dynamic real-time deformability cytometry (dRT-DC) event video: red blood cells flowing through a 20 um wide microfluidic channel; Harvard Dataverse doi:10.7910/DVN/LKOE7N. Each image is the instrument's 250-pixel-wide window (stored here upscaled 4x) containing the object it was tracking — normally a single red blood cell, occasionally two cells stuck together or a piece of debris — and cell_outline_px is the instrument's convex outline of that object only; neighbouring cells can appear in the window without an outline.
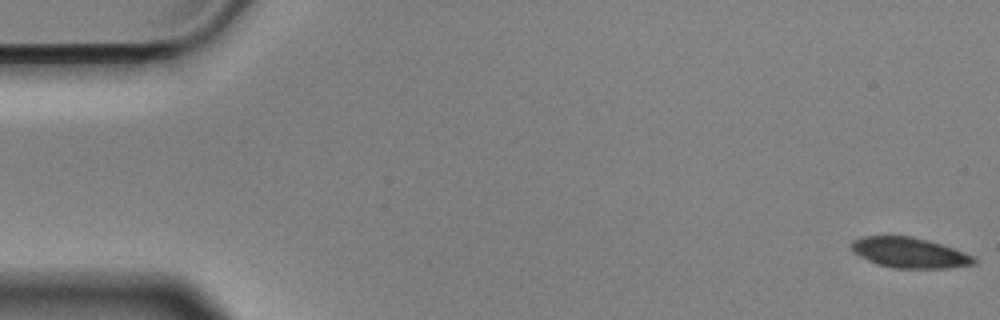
{"species": "Egyptian fruit bat (a non-hibernating species)", "species_latin": "Rousettus aegyptiacus", "temperature_condition": "cold", "stored_images_in_passage": 56, "camera_frame_rate_fps": 3000, "um_per_image_px": 0.085, "animal": {"sex": "male"}, "frame": {"image": 1, "passage_image": 1, "time_ms": 0.0, "image_size_px": [1000, 320], "cell_outline_px": [[976, 264], [952, 268], [896, 268], [876, 264], [852, 252], [852, 240], [864, 236], [912, 236], [928, 240], [964, 252], [972, 256], [976, 260]], "centroid_in_image_um": [77.31, 21.48], "position_along_channel_um": 7.7, "area_um2": 21.62}}
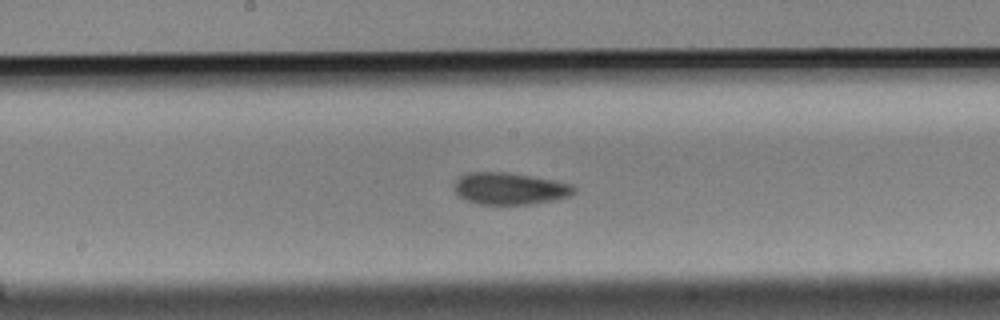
{"frame": {"image": 2, "passage_image": 29, "time_ms": 9.333, "image_size_px": [1000, 320], "cell_outline_px": [[576, 192], [568, 196], [552, 200], [528, 204], [476, 204], [464, 200], [452, 188], [456, 180], [460, 176], [468, 172], [508, 172], [552, 180], [572, 184], [576, 188]], "centroid_in_image_um": [43.28, 16.03], "position_along_channel_um": 204.9, "area_um2": 22.25}}
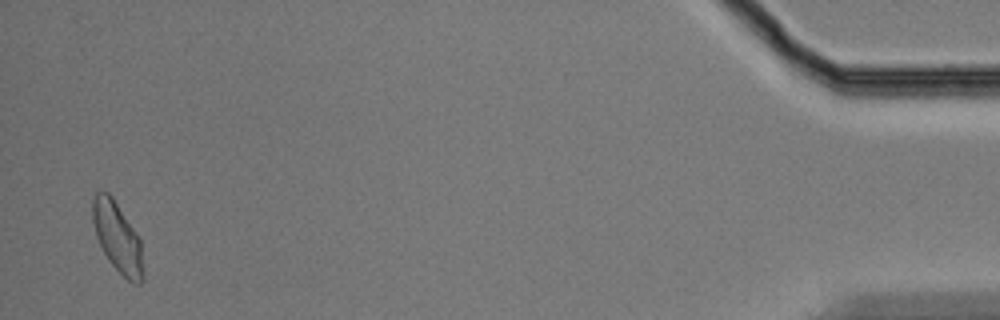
{"frame": {"image": 3, "passage_image": 55, "time_ms": 18.0, "image_size_px": [1000, 320], "cell_outline_px": [[144, 280], [140, 284], [132, 284], [108, 260], [96, 236], [92, 220], [92, 200], [96, 192], [100, 188], [104, 188], [112, 196], [140, 240], [144, 272]], "centroid_in_image_um": [9.97, 20.16], "position_along_channel_um": 425.2, "area_um2": 20.63}, "authors_computed_cell_mechanics": {"area_um2": 21.8484, "velocity_mm_per_s": 3.5528, "shape_relaxation_time_tau1_ms": 5.1461, "shape_relaxation_time_tau2_ms": 3.8374, "deformation_change_tau1": 0.1099, "deformation_change_tau2": 0.0902}}